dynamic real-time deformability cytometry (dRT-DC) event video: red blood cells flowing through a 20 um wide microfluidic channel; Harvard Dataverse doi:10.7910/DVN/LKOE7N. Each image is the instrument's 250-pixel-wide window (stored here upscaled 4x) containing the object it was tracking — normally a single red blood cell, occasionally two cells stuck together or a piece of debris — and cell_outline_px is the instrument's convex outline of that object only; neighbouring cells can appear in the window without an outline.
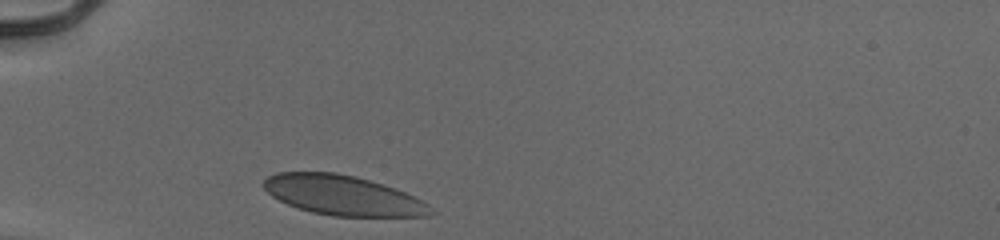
{"species": "human", "species_latin": "Homo sapiens", "temperature_condition": "cold", "stored_images_in_passage": 9, "camera_frame_rate_fps": 3000, "um_per_image_px": 0.085, "donor": {"sex": "male"}, "frame": {"image": 1, "passage_image": 1, "time_ms": 0.0, "image_size_px": [1000, 240], "cell_outline_px": [[436, 212], [428, 216], [332, 216], [312, 212], [288, 204], [272, 196], [264, 188], [264, 180], [268, 176], [276, 172], [336, 172], [356, 176], [384, 184], [404, 192], [428, 204]], "centroid_in_image_um": [29.15, 16.6], "position_along_channel_um": 55.9, "area_um2": 38.55}}
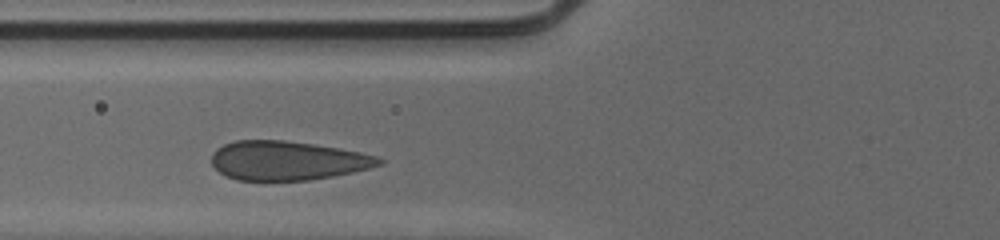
{"frame": {"image": 2, "passage_image": 6, "time_ms": 1.667, "image_size_px": [1000, 240], "cell_outline_px": [[384, 164], [352, 172], [332, 176], [308, 180], [236, 180], [220, 172], [212, 164], [212, 152], [216, 148], [224, 144], [236, 140], [284, 140], [340, 148], [360, 152], [376, 156], [384, 160]], "centroid_in_image_um": [24.42, 13.64], "position_along_channel_um": 101.4, "area_um2": 38.03}}
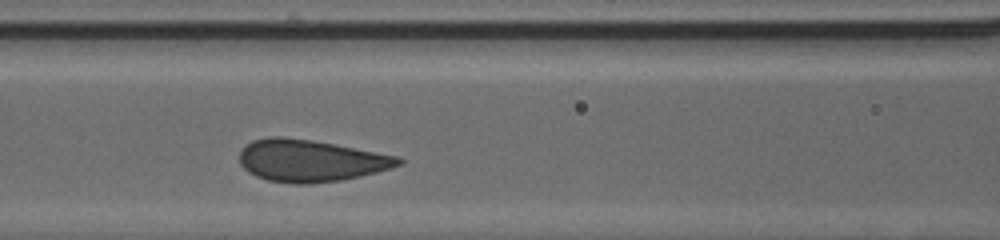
{"frame": {"image": 3, "passage_image": 9, "time_ms": 2.667, "image_size_px": [1000, 240], "cell_outline_px": [[404, 164], [392, 168], [360, 176], [340, 180], [308, 184], [292, 184], [268, 180], [256, 176], [248, 172], [240, 164], [240, 148], [244, 144], [252, 140], [268, 136], [280, 136], [312, 140], [400, 156], [404, 160]], "centroid_in_image_um": [26.39, 13.65], "position_along_channel_um": 140.2, "area_um2": 39.25}}